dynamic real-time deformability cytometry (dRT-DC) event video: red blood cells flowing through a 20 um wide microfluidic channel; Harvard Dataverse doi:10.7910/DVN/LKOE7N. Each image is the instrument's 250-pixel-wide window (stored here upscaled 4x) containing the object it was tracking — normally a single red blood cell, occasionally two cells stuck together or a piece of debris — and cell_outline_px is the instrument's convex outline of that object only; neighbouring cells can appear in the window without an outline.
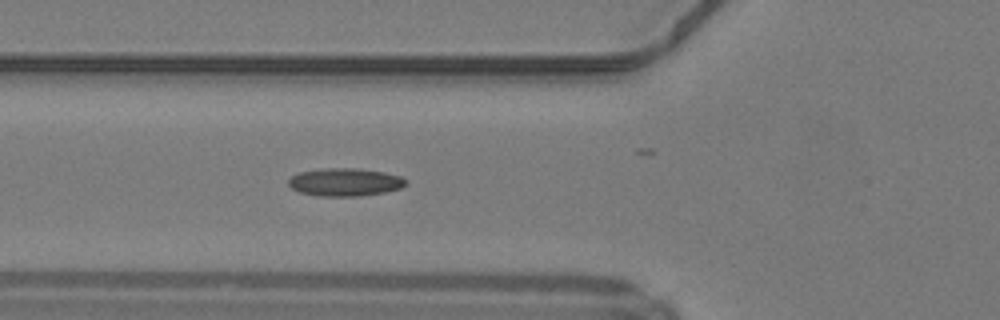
{"species": "common noctule bat (a hibernating species)", "species_latin": "Nyctalus noctula", "temperature_condition": "warm", "stored_images_in_passage": 43, "camera_frame_rate_fps": 3000, "um_per_image_px": 0.085, "animal": {"sex": "male", "body_mass_g": 19.2, "forearm_length_mm": 51.8}, "frame": {"image": 1, "passage_image": 13, "time_ms": 4.0, "image_size_px": [1000, 320], "cell_outline_px": [[408, 184], [400, 188], [384, 192], [360, 196], [320, 196], [300, 192], [292, 188], [288, 184], [288, 180], [292, 176], [300, 172], [324, 168], [356, 168], [384, 172], [400, 176], [408, 180]], "centroid_in_image_um": [29.35, 15.48], "position_along_channel_um": 96.5, "area_um2": 19.07}}